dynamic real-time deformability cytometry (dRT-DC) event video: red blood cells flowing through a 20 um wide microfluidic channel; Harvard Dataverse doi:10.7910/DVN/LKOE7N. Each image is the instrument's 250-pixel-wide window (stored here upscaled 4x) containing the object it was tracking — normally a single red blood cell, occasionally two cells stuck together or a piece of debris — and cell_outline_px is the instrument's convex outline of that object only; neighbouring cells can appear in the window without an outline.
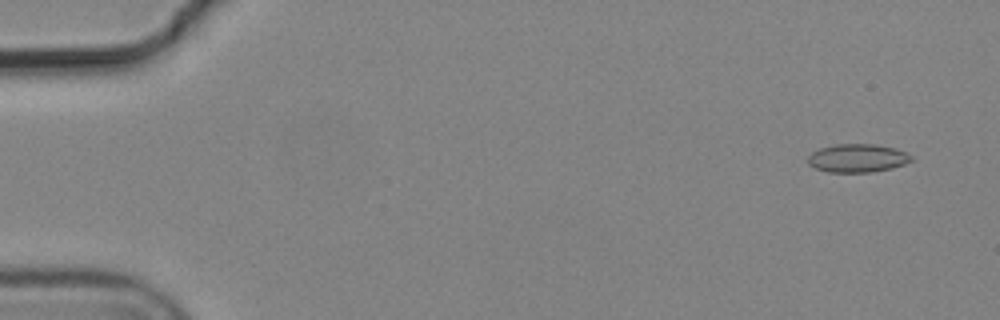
{"species": "common noctule bat (a hibernating species)", "species_latin": "Nyctalus noctula", "temperature_condition": "cold", "stored_images_in_passage": 5, "camera_frame_rate_fps": 3000, "um_per_image_px": 0.085, "animal": {"sex": "male", "body_mass_g": 19.2, "forearm_length_mm": 51.8}, "frame": {"image": 1, "passage_image": 1, "time_ms": 0.0, "image_size_px": [1000, 320], "cell_outline_px": [[912, 160], [904, 164], [892, 168], [872, 172], [828, 172], [816, 168], [808, 164], [808, 156], [812, 152], [820, 148], [836, 144], [872, 144], [896, 148], [912, 156]], "centroid_in_image_um": [72.87, 13.44], "position_along_channel_um": 12.1, "area_um2": 16.99}}
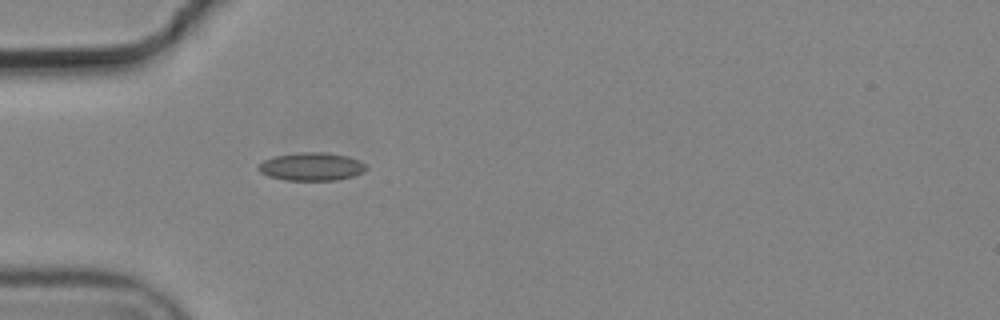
{"frame": {"image": 2, "passage_image": 5, "time_ms": 1.333, "image_size_px": [1000, 320], "cell_outline_px": [[368, 168], [352, 176], [336, 180], [284, 180], [268, 176], [260, 172], [256, 168], [264, 160], [276, 156], [300, 152], [324, 152], [348, 156], [360, 160]], "centroid_in_image_um": [26.46, 14.16], "position_along_channel_um": 58.5, "area_um2": 17.51}}